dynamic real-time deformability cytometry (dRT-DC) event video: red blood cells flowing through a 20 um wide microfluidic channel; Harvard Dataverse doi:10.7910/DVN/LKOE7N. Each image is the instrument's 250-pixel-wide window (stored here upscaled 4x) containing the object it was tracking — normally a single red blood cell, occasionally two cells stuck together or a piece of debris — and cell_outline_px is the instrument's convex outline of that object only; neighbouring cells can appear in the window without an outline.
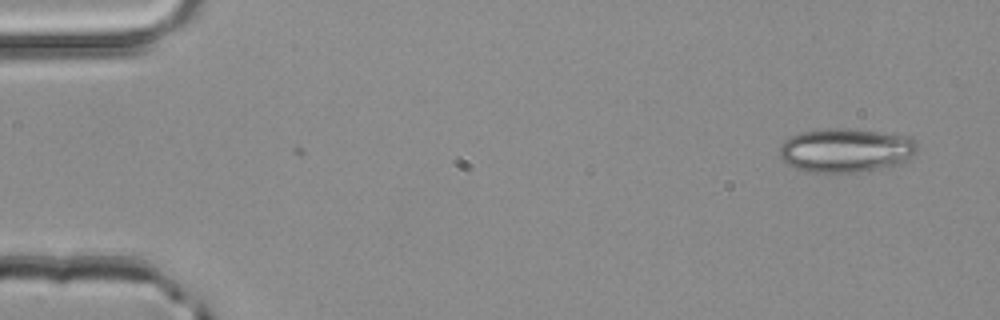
{"species": "common noctule bat (a hibernating species)", "species_latin": "Nyctalus noctula", "temperature_condition": "room temperature", "stored_images_in_passage": 5, "camera_frame_rate_fps": 3000, "um_per_image_px": 0.085, "animal": {"sex": "male", "body_mass_g": 20.4}, "frame": {"image": 1, "passage_image": 5, "time_ms": 1.333, "image_size_px": [1000, 320], "cell_outline_px": [[916, 152], [900, 164], [880, 168], [856, 172], [808, 172], [796, 168], [788, 164], [780, 156], [780, 144], [784, 140], [800, 132], [828, 128], [856, 128], [908, 136], [916, 140]], "centroid_in_image_um": [71.89, 12.75], "position_along_channel_um": 13.1, "area_um2": 35.37}}